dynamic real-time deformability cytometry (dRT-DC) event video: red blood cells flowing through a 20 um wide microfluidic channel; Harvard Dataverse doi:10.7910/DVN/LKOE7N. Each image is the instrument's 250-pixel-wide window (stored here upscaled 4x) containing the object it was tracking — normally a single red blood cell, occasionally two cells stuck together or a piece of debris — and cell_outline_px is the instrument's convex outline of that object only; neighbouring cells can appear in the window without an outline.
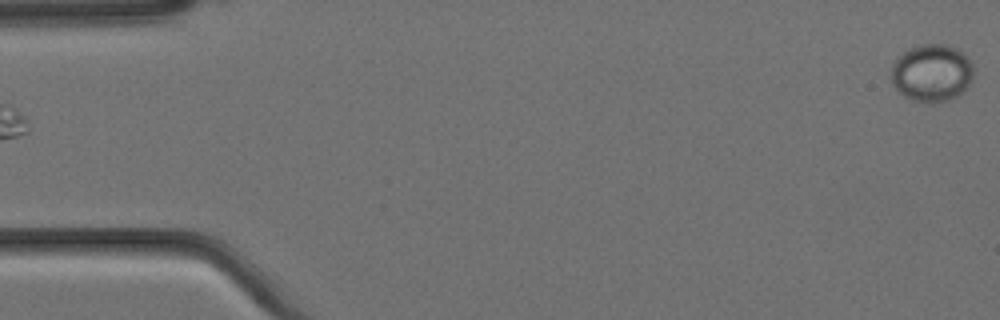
{"species": "Egyptian fruit bat (a non-hibernating species)", "species_latin": "Rousettus aegyptiacus", "temperature_condition": "cold", "stored_images_in_passage": 5, "segment_of_instrument_passage": [2, 2], "camera_frame_rate_fps": 3000, "um_per_image_px": 0.085, "animal": {"sex": "female"}, "frame": {"image": 1, "passage_image": 5, "time_ms": 1.333, "image_size_px": [1000, 320], "cell_outline_px": [[972, 80], [960, 96], [948, 100], [932, 104], [912, 100], [904, 96], [892, 84], [892, 64], [896, 56], [908, 48], [924, 44], [944, 44], [956, 48], [968, 56], [972, 64]], "centroid_in_image_um": [79.2, 6.21], "position_along_channel_um": 5.8, "area_um2": 27.98}}